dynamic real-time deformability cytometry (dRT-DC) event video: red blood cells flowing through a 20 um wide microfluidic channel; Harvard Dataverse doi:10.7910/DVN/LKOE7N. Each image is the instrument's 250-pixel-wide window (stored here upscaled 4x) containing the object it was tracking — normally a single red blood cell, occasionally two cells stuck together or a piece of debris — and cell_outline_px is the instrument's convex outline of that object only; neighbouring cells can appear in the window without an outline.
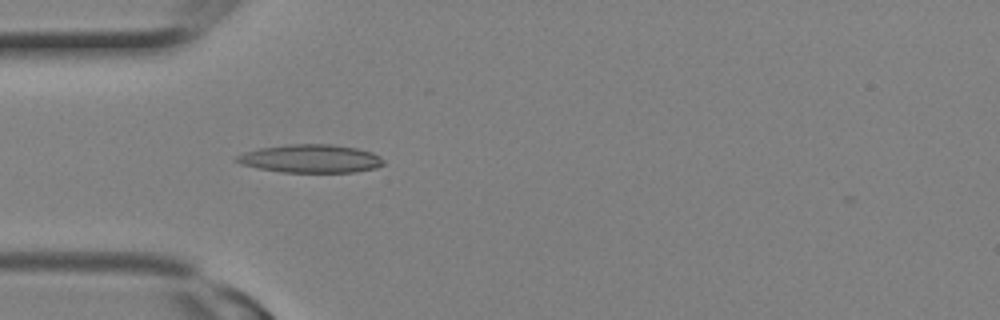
{"species": "Egyptian fruit bat (a non-hibernating species)", "species_latin": "Rousettus aegyptiacus", "temperature_condition": "room temperature", "stored_images_in_passage": 4, "camera_frame_rate_fps": 3000, "um_per_image_px": 0.085, "animal": {"sex": "female"}, "frame": {"image": 1, "passage_image": 4, "time_ms": 1.0, "image_size_px": [1000, 320], "cell_outline_px": [[384, 164], [376, 168], [356, 172], [280, 172], [256, 168], [240, 164], [236, 160], [236, 156], [244, 152], [260, 148], [288, 144], [332, 144], [356, 148], [372, 152], [380, 156], [384, 160]], "centroid_in_image_um": [26.41, 13.49], "position_along_channel_um": 58.6, "area_um2": 24.28}}